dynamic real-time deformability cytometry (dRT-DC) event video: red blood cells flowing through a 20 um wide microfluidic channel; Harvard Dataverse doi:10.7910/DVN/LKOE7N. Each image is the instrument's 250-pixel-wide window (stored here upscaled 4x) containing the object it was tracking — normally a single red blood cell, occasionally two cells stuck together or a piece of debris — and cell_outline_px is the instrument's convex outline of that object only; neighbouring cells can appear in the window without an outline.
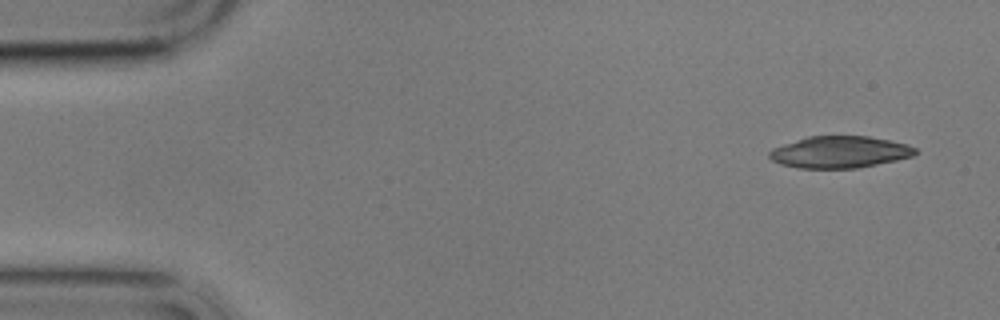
{"species": "common noctule bat (a hibernating species)", "species_latin": "Nyctalus noctula", "temperature_condition": "cold", "stored_images_in_passage": 5, "camera_frame_rate_fps": 3000, "um_per_image_px": 0.085, "animal": {"sex": "male", "body_mass_g": 17.9}, "frame": {"image": 1, "passage_image": 1, "time_ms": 0.0, "image_size_px": [1000, 320], "cell_outline_px": [[920, 152], [912, 156], [896, 160], [856, 168], [796, 168], [780, 164], [772, 160], [768, 156], [768, 152], [772, 148], [808, 136], [868, 136], [888, 140], [904, 144], [916, 148]], "centroid_in_image_um": [71.34, 12.93], "position_along_channel_um": 13.7, "area_um2": 26.93}}